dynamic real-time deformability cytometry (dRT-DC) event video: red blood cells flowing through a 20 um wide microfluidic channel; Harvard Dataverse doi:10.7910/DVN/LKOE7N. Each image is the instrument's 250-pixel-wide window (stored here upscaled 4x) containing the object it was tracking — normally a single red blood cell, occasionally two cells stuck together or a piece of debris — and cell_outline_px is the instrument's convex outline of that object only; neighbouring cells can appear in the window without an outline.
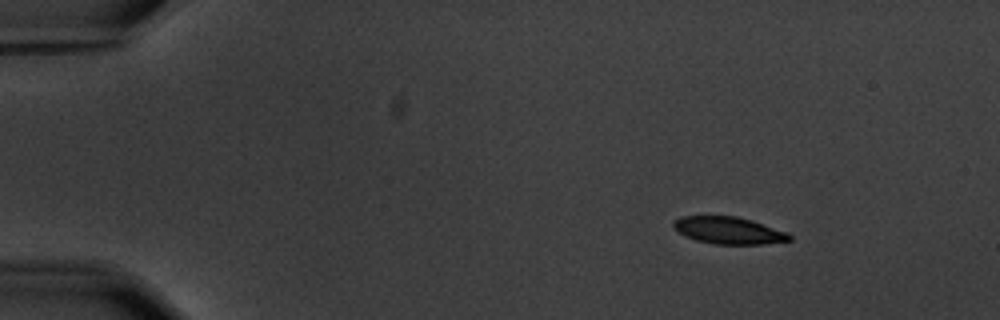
{"species": "common noctule bat (a hibernating species)", "species_latin": "Nyctalus noctula", "temperature_condition": "warm", "stored_images_in_passage": 6, "camera_frame_rate_fps": 3000, "um_per_image_px": 0.085, "animal": {"sex": "male", "body_mass_g": 20.1, "forearm_length_mm": 53.5}, "frame": {"image": 1, "passage_image": 3, "time_ms": 2.333, "image_size_px": [1000, 320], "cell_outline_px": [[792, 240], [764, 244], [716, 244], [696, 240], [672, 228], [672, 220], [680, 216], [736, 216], [752, 220], [788, 232], [792, 236]], "centroid_in_image_um": [61.94, 19.58], "position_along_channel_um": 23.1, "area_um2": 18.38}}
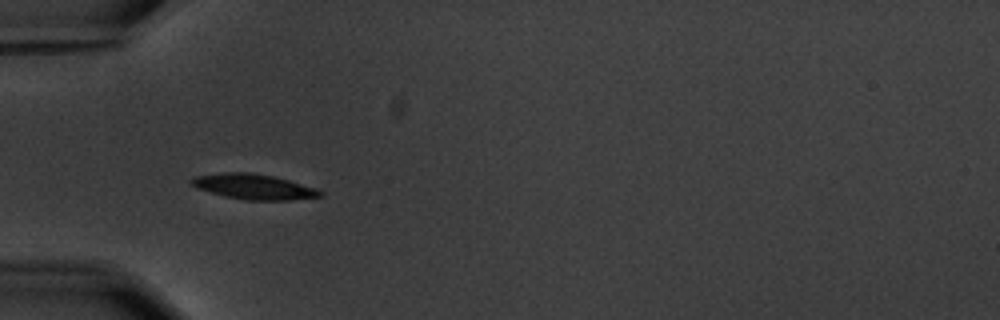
{"frame": {"image": 2, "passage_image": 6, "time_ms": 6.0, "image_size_px": [1000, 320], "cell_outline_px": [[324, 196], [288, 200], [244, 200], [224, 196], [196, 188], [188, 184], [188, 180], [192, 176], [224, 172], [252, 172], [272, 176], [288, 180], [316, 188], [324, 192]], "centroid_in_image_um": [21.5, 15.86], "position_along_channel_um": 63.5, "area_um2": 19.19}}